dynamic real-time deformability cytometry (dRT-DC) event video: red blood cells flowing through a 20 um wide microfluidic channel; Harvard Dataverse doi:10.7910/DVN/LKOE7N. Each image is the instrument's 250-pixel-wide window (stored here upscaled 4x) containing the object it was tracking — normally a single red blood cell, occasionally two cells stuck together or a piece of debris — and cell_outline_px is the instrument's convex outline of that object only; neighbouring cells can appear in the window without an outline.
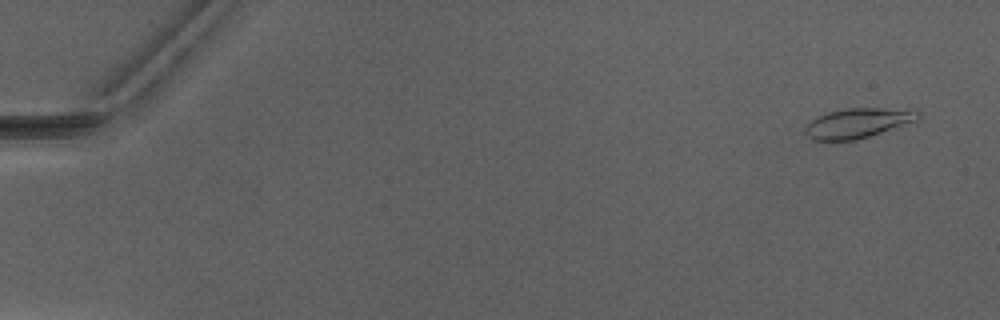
{"species": "Egyptian fruit bat (a non-hibernating species)", "species_latin": "Rousettus aegyptiacus", "temperature_condition": "warm", "stored_images_in_passage": 4, "camera_frame_rate_fps": 3000, "um_per_image_px": 0.085, "animal": {"sex": "male"}, "frame": {"image": 1, "passage_image": 1, "time_ms": 0.0, "image_size_px": [1000, 320], "cell_outline_px": [[920, 120], [856, 140], [812, 140], [804, 132], [804, 128], [812, 120], [828, 112], [844, 108], [916, 108], [920, 112]], "centroid_in_image_um": [73.0, 10.44], "position_along_channel_um": 12.0, "area_um2": 19.83}}